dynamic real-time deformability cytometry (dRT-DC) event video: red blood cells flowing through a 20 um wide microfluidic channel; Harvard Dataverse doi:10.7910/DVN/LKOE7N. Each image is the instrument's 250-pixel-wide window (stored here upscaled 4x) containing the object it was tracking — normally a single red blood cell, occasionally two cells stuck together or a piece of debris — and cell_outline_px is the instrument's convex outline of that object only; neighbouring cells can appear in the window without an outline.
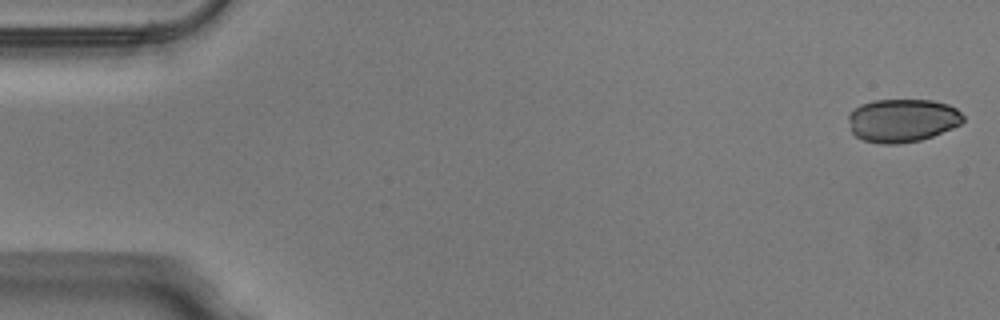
{"species": "Egyptian fruit bat (a non-hibernating species)", "species_latin": "Rousettus aegyptiacus", "temperature_condition": "warm", "stored_images_in_passage": 49, "camera_frame_rate_fps": 3000, "um_per_image_px": 0.085, "animal": {"sex": "male"}, "frame": {"image": 1, "passage_image": 1, "time_ms": 0.0, "image_size_px": [1000, 320], "cell_outline_px": [[964, 120], [960, 124], [952, 128], [932, 136], [920, 140], [896, 144], [880, 144], [864, 140], [856, 136], [852, 132], [848, 120], [848, 116], [860, 104], [876, 100], [932, 100], [948, 104], [956, 108], [964, 116]], "centroid_in_image_um": [76.71, 10.23], "position_along_channel_um": 8.3, "area_um2": 28.84}}
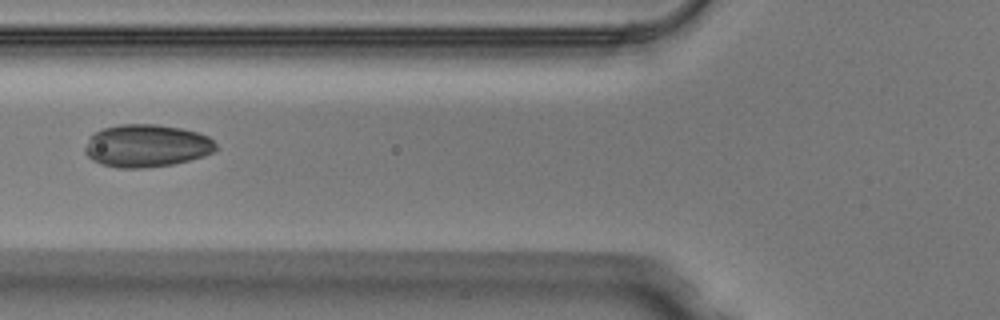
{"frame": {"image": 2, "passage_image": 19, "time_ms": 6.0, "image_size_px": [1000, 320], "cell_outline_px": [[220, 148], [216, 152], [204, 156], [172, 164], [144, 168], [116, 168], [100, 164], [92, 160], [84, 152], [84, 148], [88, 140], [96, 132], [104, 128], [120, 124], [156, 124], [180, 128], [196, 132], [208, 136]], "centroid_in_image_um": [12.47, 12.4], "position_along_channel_um": 113.3, "area_um2": 32.66}}
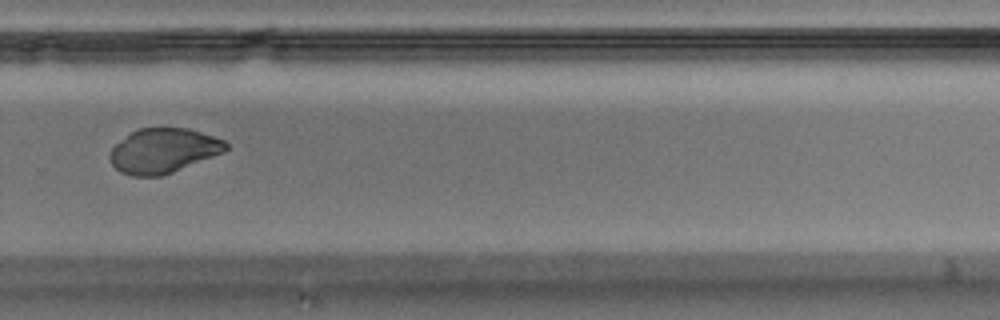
{"frame": {"image": 3, "passage_image": 34, "time_ms": 11.0, "image_size_px": [1000, 320], "cell_outline_px": [[228, 148], [224, 152], [172, 172], [160, 176], [132, 176], [120, 172], [112, 164], [108, 156], [112, 148], [116, 144], [132, 132], [140, 128], [188, 128], [224, 140], [228, 144]], "centroid_in_image_um": [13.88, 12.81], "position_along_channel_um": 315.9, "area_um2": 29.88}}